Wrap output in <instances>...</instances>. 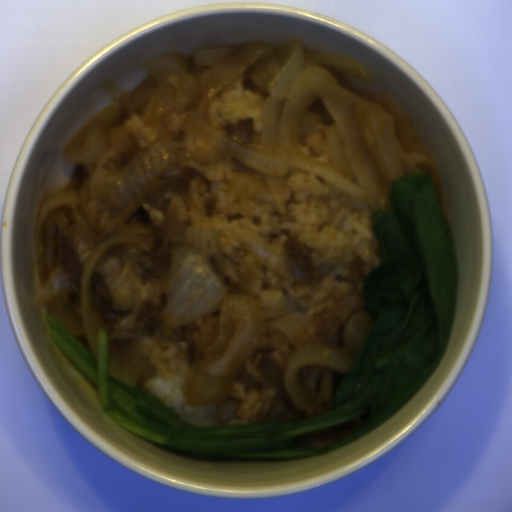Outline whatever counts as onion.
<instances>
[{"label": "onion", "mask_w": 512, "mask_h": 512, "mask_svg": "<svg viewBox=\"0 0 512 512\" xmlns=\"http://www.w3.org/2000/svg\"><path fill=\"white\" fill-rule=\"evenodd\" d=\"M75 194L55 192L41 201L36 213L33 245L40 277V289L35 293L34 304L47 303L71 292V283L64 270L54 259L56 248L55 223L61 208H75Z\"/></svg>", "instance_id": "275d332c"}, {"label": "onion", "mask_w": 512, "mask_h": 512, "mask_svg": "<svg viewBox=\"0 0 512 512\" xmlns=\"http://www.w3.org/2000/svg\"><path fill=\"white\" fill-rule=\"evenodd\" d=\"M220 233L199 226L186 227L180 241L167 250L169 265L160 321L167 328L184 327L194 320L219 313V330L204 348L203 358L186 372L182 394L187 405L216 403L223 426L239 418L232 391L238 369L268 333H281L287 343L299 340L305 327L292 314L276 316L266 324L255 301L229 294L226 262L217 245Z\"/></svg>", "instance_id": "6bf65262"}, {"label": "onion", "mask_w": 512, "mask_h": 512, "mask_svg": "<svg viewBox=\"0 0 512 512\" xmlns=\"http://www.w3.org/2000/svg\"><path fill=\"white\" fill-rule=\"evenodd\" d=\"M369 322L361 313L347 322L342 334V348L326 343L306 344L291 355L284 365L283 383L296 407L308 410L311 406L307 392L298 381L297 371L302 367H321L348 374L365 341Z\"/></svg>", "instance_id": "2ce2d468"}, {"label": "onion", "mask_w": 512, "mask_h": 512, "mask_svg": "<svg viewBox=\"0 0 512 512\" xmlns=\"http://www.w3.org/2000/svg\"><path fill=\"white\" fill-rule=\"evenodd\" d=\"M174 161L168 142L158 140L145 148L121 172L97 168L90 181V197H102L115 215V234L101 241L90 253L82 268L79 304L83 337L98 360V319L92 310L90 284L93 271L103 256L115 244L150 250L143 239L153 233L145 223L125 224L144 204L158 178Z\"/></svg>", "instance_id": "55239325"}, {"label": "onion", "mask_w": 512, "mask_h": 512, "mask_svg": "<svg viewBox=\"0 0 512 512\" xmlns=\"http://www.w3.org/2000/svg\"><path fill=\"white\" fill-rule=\"evenodd\" d=\"M234 234L245 251L256 261L292 281L301 279L293 257L285 253V249L269 245L249 230L236 229Z\"/></svg>", "instance_id": "9b606d95"}, {"label": "onion", "mask_w": 512, "mask_h": 512, "mask_svg": "<svg viewBox=\"0 0 512 512\" xmlns=\"http://www.w3.org/2000/svg\"><path fill=\"white\" fill-rule=\"evenodd\" d=\"M148 75L129 93L118 97L121 108L130 116L143 114L146 123L160 125L168 111L181 112L196 106L199 88L187 73L188 61L183 55L170 53L146 63Z\"/></svg>", "instance_id": "23ac38db"}, {"label": "onion", "mask_w": 512, "mask_h": 512, "mask_svg": "<svg viewBox=\"0 0 512 512\" xmlns=\"http://www.w3.org/2000/svg\"><path fill=\"white\" fill-rule=\"evenodd\" d=\"M106 372L114 379L141 387L154 377L156 368L144 354L126 347L107 353Z\"/></svg>", "instance_id": "bf0cefb9"}, {"label": "onion", "mask_w": 512, "mask_h": 512, "mask_svg": "<svg viewBox=\"0 0 512 512\" xmlns=\"http://www.w3.org/2000/svg\"><path fill=\"white\" fill-rule=\"evenodd\" d=\"M118 110L105 107L63 146L65 160L74 165H93L106 149L105 136L110 126L119 121Z\"/></svg>", "instance_id": "25a0d678"}, {"label": "onion", "mask_w": 512, "mask_h": 512, "mask_svg": "<svg viewBox=\"0 0 512 512\" xmlns=\"http://www.w3.org/2000/svg\"><path fill=\"white\" fill-rule=\"evenodd\" d=\"M228 183L233 196L240 201L260 195L264 190V184L248 173L233 175Z\"/></svg>", "instance_id": "997b7004"}, {"label": "onion", "mask_w": 512, "mask_h": 512, "mask_svg": "<svg viewBox=\"0 0 512 512\" xmlns=\"http://www.w3.org/2000/svg\"><path fill=\"white\" fill-rule=\"evenodd\" d=\"M194 63L207 67L203 92L217 97L242 75L266 89L261 134L239 145L209 128L195 111L181 130L214 144L264 173L273 201L286 215L285 174L308 172L379 211L395 210L389 192L405 174H422L408 154L423 151L413 124L390 94L373 102L342 88L326 68L374 84L362 64L343 55L304 49L299 42L272 49L261 42L237 48L198 49ZM322 131L331 164L312 160L298 148L310 132Z\"/></svg>", "instance_id": "06740285"}]
</instances>
